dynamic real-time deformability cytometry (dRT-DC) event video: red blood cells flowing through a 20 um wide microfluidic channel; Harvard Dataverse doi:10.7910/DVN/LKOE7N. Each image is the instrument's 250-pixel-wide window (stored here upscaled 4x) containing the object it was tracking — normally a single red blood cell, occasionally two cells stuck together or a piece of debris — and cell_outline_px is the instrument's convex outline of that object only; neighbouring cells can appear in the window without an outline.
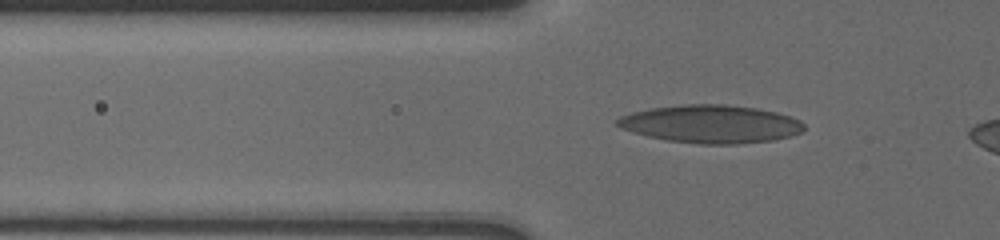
{"species": "human", "species_latin": "Homo sapiens", "temperature_condition": "cold", "stored_images_in_passage": 56, "camera_frame_rate_fps": 3000, "um_per_image_px": 0.085, "donor": {"sex": "male"}, "frame": {"image": 1, "passage_image": 11, "time_ms": 2.667, "image_size_px": [1000, 240], "cell_outline_px": [[804, 128], [800, 132], [792, 136], [772, 140], [736, 144], [700, 144], [668, 140], [648, 136], [632, 132], [620, 128], [616, 124], [616, 120], [620, 116], [632, 112], [652, 108], [684, 104], [724, 104], [756, 108], [776, 112], [792, 116], [800, 120], [804, 124]], "centroid_in_image_um": [60.43, 10.54], "position_along_channel_um": 65.4, "area_um2": 41.33}}
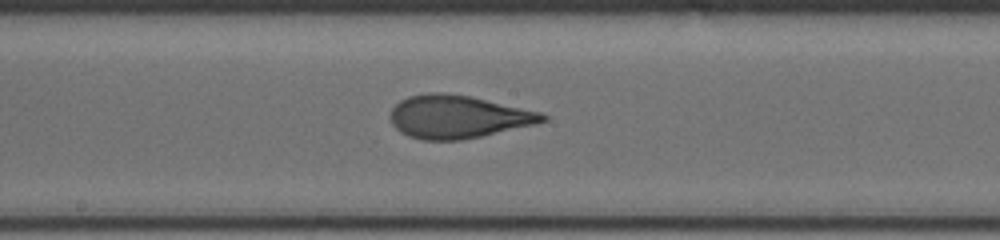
{"frame": {"image": 2, "passage_image": 26, "time_ms": 6.667, "image_size_px": [1000, 240], "cell_outline_px": [[548, 120], [536, 124], [480, 136], [460, 140], [420, 140], [408, 136], [400, 132], [392, 124], [388, 116], [392, 108], [400, 100], [408, 96], [428, 92], [444, 92], [472, 96], [540, 112], [548, 116]], "centroid_in_image_um": [38.88, 9.92], "position_along_channel_um": 209.3, "area_um2": 38.32}}
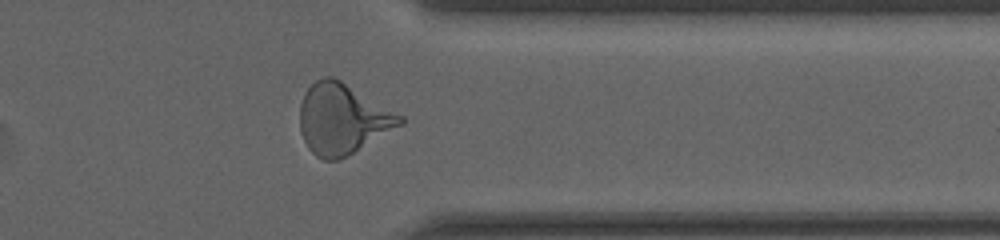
{"frame": {"image": 3, "passage_image": 47, "time_ms": 11.333, "image_size_px": [1000, 240], "cell_outline_px": [[404, 124], [340, 160], [324, 160], [316, 156], [308, 148], [304, 140], [300, 128], [300, 104], [304, 92], [316, 80], [324, 76], [332, 76], [340, 80], [404, 116]], "centroid_in_image_um": [29.11, 10.12], "position_along_channel_um": 382.3, "area_um2": 41.1}}